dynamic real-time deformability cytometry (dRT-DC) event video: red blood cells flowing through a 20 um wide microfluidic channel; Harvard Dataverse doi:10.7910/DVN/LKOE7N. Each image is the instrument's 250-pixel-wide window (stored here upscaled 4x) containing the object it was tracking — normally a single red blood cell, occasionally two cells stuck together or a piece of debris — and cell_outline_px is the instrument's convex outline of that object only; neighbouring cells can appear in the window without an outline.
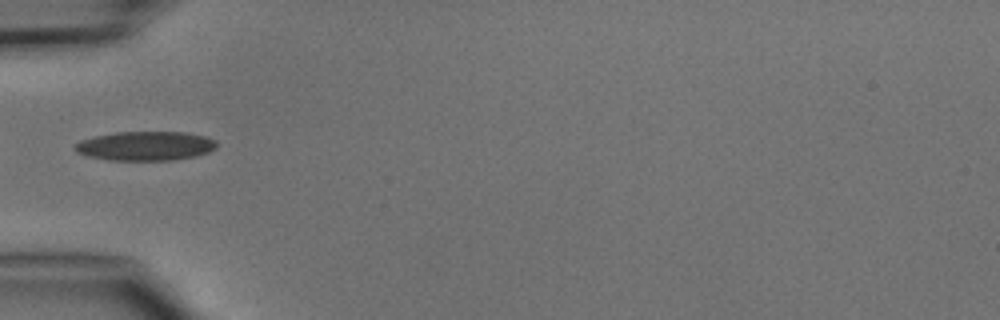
{"species": "common noctule bat (a hibernating species)", "species_latin": "Nyctalus noctula", "temperature_condition": "cold", "stored_images_in_passage": 1, "camera_frame_rate_fps": 3000, "um_per_image_px": 0.085, "animal": {"sex": "male", "body_mass_g": 15.6}, "frame": {"image": 1, "passage_image": 1, "time_ms": 0.0, "image_size_px": [1000, 320], "cell_outline_px": [[216, 148], [208, 152], [196, 156], [172, 160], [108, 160], [88, 156], [76, 152], [72, 148], [80, 140], [96, 136], [116, 132], [184, 132], [204, 136], [216, 140]], "centroid_in_image_um": [12.35, 12.41], "position_along_channel_um": 72.7, "area_um2": 24.1}}